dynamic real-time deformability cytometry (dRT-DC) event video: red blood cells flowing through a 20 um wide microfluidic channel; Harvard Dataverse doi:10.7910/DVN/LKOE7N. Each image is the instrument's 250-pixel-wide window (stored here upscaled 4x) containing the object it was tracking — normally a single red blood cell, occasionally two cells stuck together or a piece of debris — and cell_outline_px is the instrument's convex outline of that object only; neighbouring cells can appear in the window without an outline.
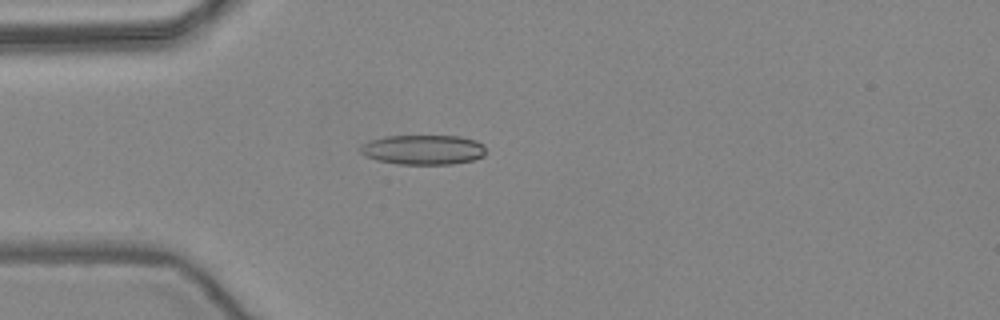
{"species": "common noctule bat (a hibernating species)", "species_latin": "Nyctalus noctula", "temperature_condition": "warm", "stored_images_in_passage": 39, "camera_frame_rate_fps": 3000, "um_per_image_px": 0.085, "animal": {"sex": "female", "body_mass_g": 24.6, "forearm_length_mm": 56.2}, "frame": {"image": 1, "passage_image": 1, "time_ms": 0.0, "image_size_px": [1000, 320], "cell_outline_px": [[488, 152], [484, 156], [472, 160], [452, 164], [400, 164], [376, 160], [364, 156], [360, 152], [360, 148], [364, 144], [372, 140], [384, 136], [460, 136], [476, 140], [484, 144]], "centroid_in_image_um": [36.02, 12.72], "position_along_channel_um": 49.0, "area_um2": 21.91}}
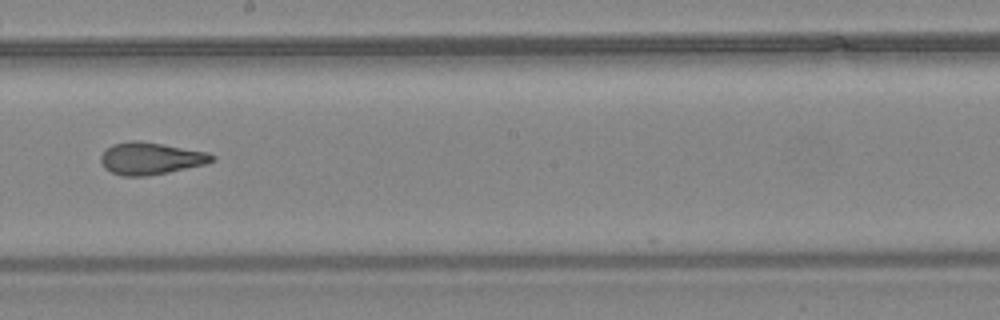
{"frame": {"image": 2, "passage_image": 16, "time_ms": 5.0, "image_size_px": [1000, 320], "cell_outline_px": [[216, 160], [208, 164], [148, 176], [124, 176], [112, 172], [104, 168], [100, 160], [100, 156], [112, 144], [128, 140], [140, 140], [164, 144], [208, 152], [216, 156]], "centroid_in_image_um": [12.84, 13.46], "position_along_channel_um": 235.4, "area_um2": 21.1}}
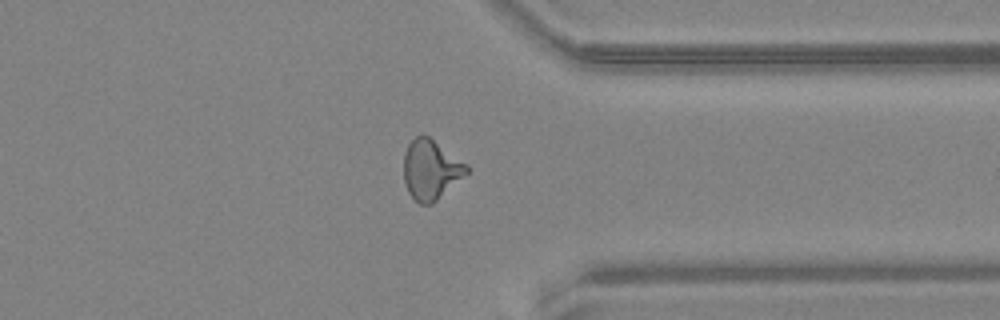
{"frame": {"image": 3, "passage_image": 27, "time_ms": 8.667, "image_size_px": [1000, 320], "cell_outline_px": [[468, 172], [432, 204], [420, 204], [408, 192], [404, 180], [404, 152], [408, 144], [420, 132], [428, 136], [468, 164]], "centroid_in_image_um": [36.6, 14.39], "position_along_channel_um": 374.8, "area_um2": 21.79}, "authors_computed_cell_mechanics": {"area_um2": 21.0392, "velocity_mm_per_s": 3.9379, "shape_relaxation_time_tau1_ms": null, "shape_relaxation_time_tau2_ms": 1.9581, "deformation_change_tau1": null, "deformation_change_tau2": 0.1048}}